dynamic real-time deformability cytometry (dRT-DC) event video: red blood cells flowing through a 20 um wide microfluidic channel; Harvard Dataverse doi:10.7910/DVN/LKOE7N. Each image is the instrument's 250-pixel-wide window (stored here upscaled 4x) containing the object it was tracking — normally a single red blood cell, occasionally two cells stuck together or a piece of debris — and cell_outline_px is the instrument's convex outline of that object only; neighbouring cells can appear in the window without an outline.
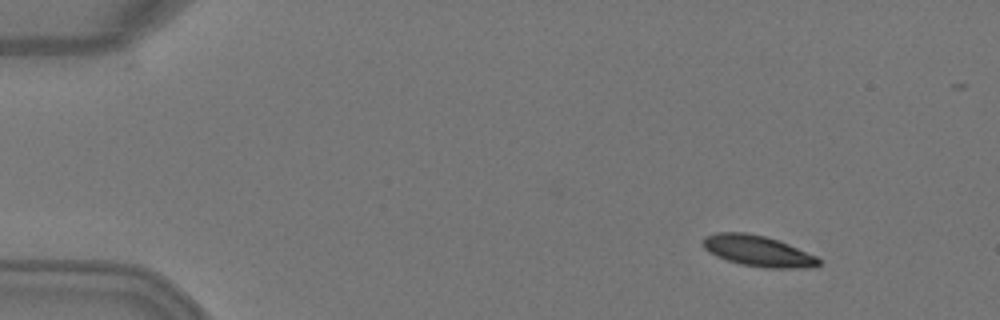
{"species": "Egyptian fruit bat (a non-hibernating species)", "species_latin": "Rousettus aegyptiacus", "temperature_condition": "warm", "stored_images_in_passage": 5, "camera_frame_rate_fps": 3000, "um_per_image_px": 0.085, "animal": {"sex": "female"}, "frame": {"image": 1, "passage_image": 1, "time_ms": 0.0, "image_size_px": [1000, 320], "cell_outline_px": [[820, 264], [816, 268], [764, 268], [740, 264], [716, 256], [708, 252], [700, 244], [700, 240], [704, 236], [716, 232], [744, 232], [764, 236], [788, 244], [816, 256], [820, 260]], "centroid_in_image_um": [64.38, 21.33], "position_along_channel_um": 20.6, "area_um2": 21.04}}
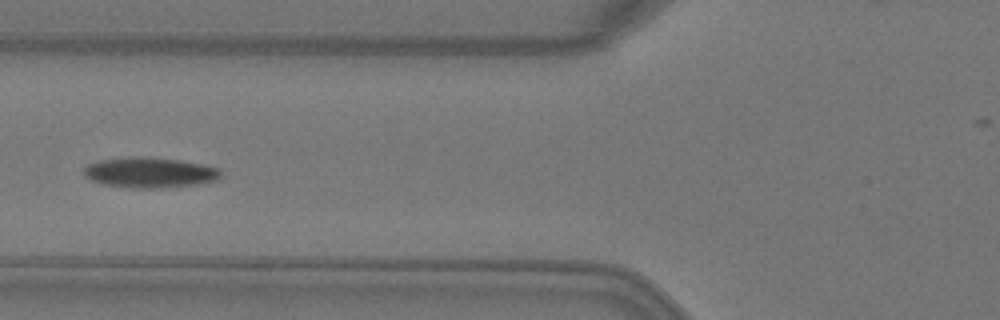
{"frame": {"image": 2, "passage_image": 5, "time_ms": 1.333, "image_size_px": [1000, 320], "cell_outline_px": [[220, 180], [200, 184], [160, 188], [132, 188], [104, 184], [92, 180], [84, 176], [84, 168], [88, 164], [96, 160], [128, 156], [180, 160], [204, 164], [220, 168]], "centroid_in_image_um": [12.75, 14.66], "position_along_channel_um": 113.1, "area_um2": 24.45}}